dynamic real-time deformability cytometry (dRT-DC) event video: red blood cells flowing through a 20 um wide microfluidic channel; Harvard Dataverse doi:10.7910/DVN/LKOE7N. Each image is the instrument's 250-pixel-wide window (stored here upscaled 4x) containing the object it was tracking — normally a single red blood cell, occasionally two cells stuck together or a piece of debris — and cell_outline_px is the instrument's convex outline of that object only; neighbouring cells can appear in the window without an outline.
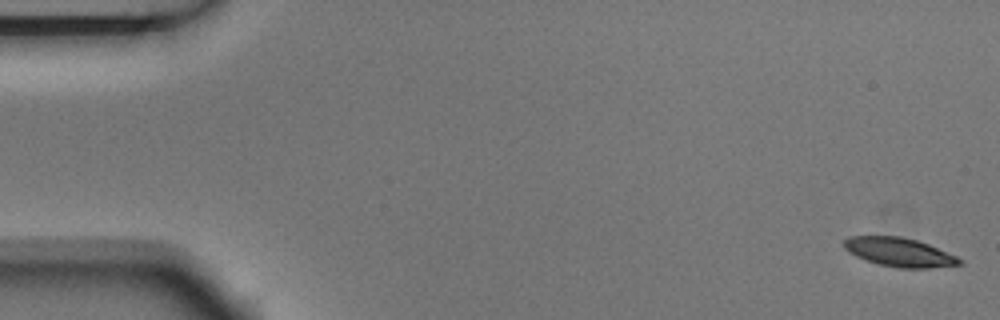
{"species": "Egyptian fruit bat (a non-hibernating species)", "species_latin": "Rousettus aegyptiacus", "temperature_condition": "room temperature", "stored_images_in_passage": 5, "camera_frame_rate_fps": 3000, "um_per_image_px": 0.085, "animal": {"sex": "male"}, "frame": {"image": 1, "passage_image": 1, "time_ms": 0.0, "image_size_px": [1000, 320], "cell_outline_px": [[964, 264], [928, 268], [900, 268], [880, 264], [856, 256], [848, 252], [844, 248], [844, 240], [848, 236], [900, 236], [916, 240], [928, 244], [956, 256], [964, 260]], "centroid_in_image_um": [76.46, 21.43], "position_along_channel_um": 8.5, "area_um2": 19.31}}
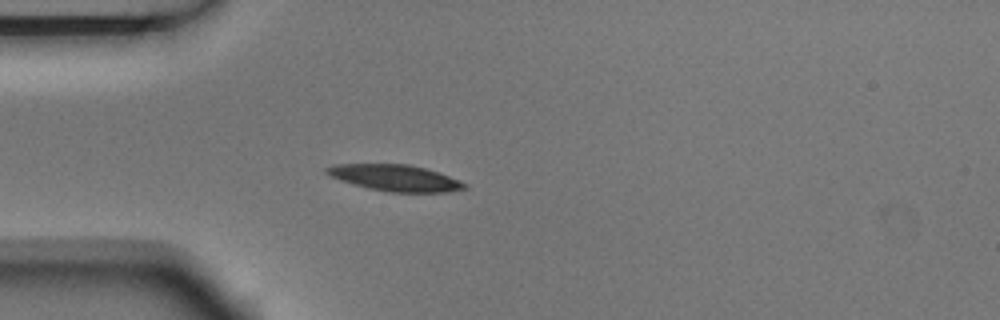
{"frame": {"image": 2, "passage_image": 5, "time_ms": 1.333, "image_size_px": [1000, 320], "cell_outline_px": [[468, 188], [452, 192], [388, 192], [368, 188], [352, 184], [340, 180], [324, 172], [324, 168], [332, 164], [408, 164], [424, 168], [460, 180], [468, 184]], "centroid_in_image_um": [33.59, 15.12], "position_along_channel_um": 51.4, "area_um2": 21.21}}